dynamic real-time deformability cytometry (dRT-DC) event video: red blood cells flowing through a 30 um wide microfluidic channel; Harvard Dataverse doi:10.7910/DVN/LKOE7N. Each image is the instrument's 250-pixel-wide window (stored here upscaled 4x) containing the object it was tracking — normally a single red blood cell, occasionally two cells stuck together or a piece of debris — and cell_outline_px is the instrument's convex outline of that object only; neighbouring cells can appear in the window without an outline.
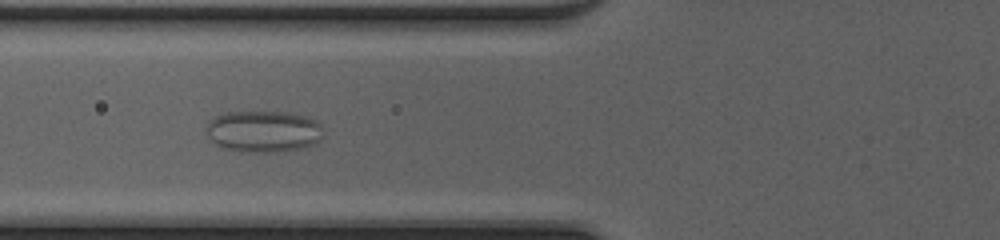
{"species": "common noctule bat (a hibernating species)", "species_latin": "Nyctalus noctula", "temperature_condition": "cold", "stored_images_in_passage": 53, "camera_frame_rate_fps": 3000, "um_per_image_px": 0.085, "animal": {"sex": "female", "body_mass_g": 20.0, "forearm_length_mm": 54.0}, "frame": {"image": 1, "passage_image": 22, "time_ms": 7.0, "image_size_px": [1000, 240], "cell_outline_px": [[320, 140], [312, 144], [300, 148], [276, 152], [248, 152], [224, 148], [216, 144], [208, 136], [208, 124], [216, 116], [224, 112], [288, 112], [308, 116], [316, 120], [320, 124]], "centroid_in_image_um": [22.4, 11.16], "position_along_channel_um": 103.4, "area_um2": 28.03}}
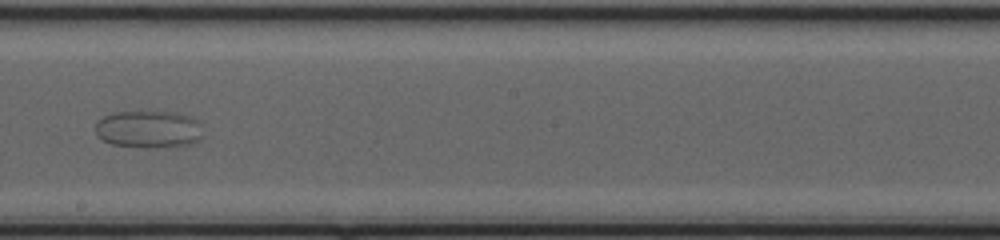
{"frame": {"image": 2, "passage_image": 32, "time_ms": 10.333, "image_size_px": [1000, 240], "cell_outline_px": [[200, 136], [196, 140], [188, 144], [112, 144], [104, 140], [96, 132], [96, 120], [104, 116], [116, 112], [176, 112], [192, 116], [200, 120]], "centroid_in_image_um": [12.62, 10.89], "position_along_channel_um": 235.6, "area_um2": 22.08}}
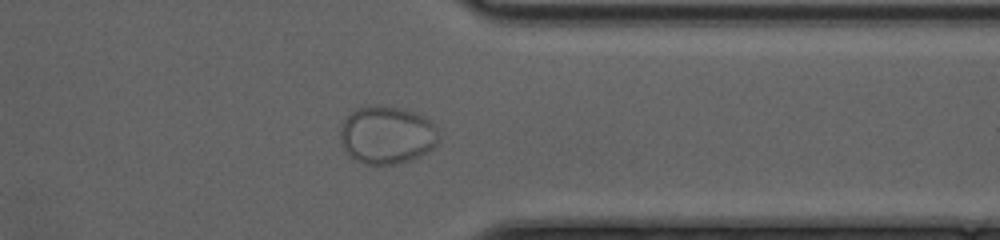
{"frame": {"image": 3, "passage_image": 43, "time_ms": 14.0, "image_size_px": [1000, 240], "cell_outline_px": [[440, 136], [436, 144], [428, 152], [420, 156], [396, 164], [364, 164], [348, 156], [340, 140], [340, 128], [344, 120], [356, 108], [400, 108], [412, 112], [428, 120], [436, 128]], "centroid_in_image_um": [32.87, 11.53], "position_along_channel_um": 378.5, "area_um2": 32.48}}